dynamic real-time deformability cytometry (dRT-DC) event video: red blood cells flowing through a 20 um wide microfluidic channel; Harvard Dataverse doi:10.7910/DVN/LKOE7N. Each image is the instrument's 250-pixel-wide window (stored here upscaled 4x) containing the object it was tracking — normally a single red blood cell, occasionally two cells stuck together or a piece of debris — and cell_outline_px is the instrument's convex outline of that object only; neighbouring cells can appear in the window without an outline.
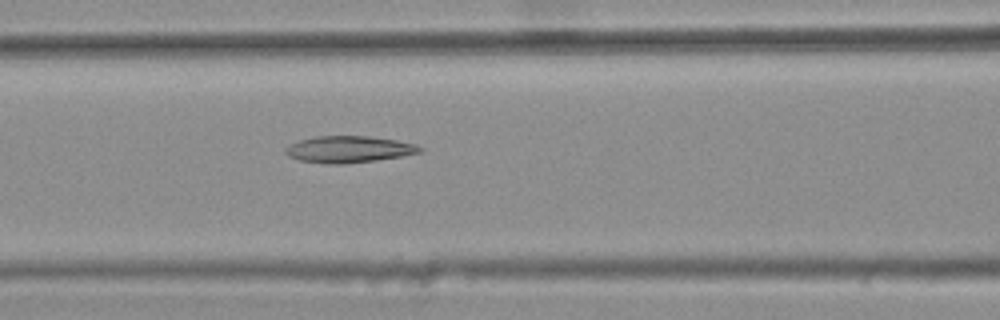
{"species": "common noctule bat (a hibernating species)", "species_latin": "Nyctalus noctula", "temperature_condition": "warm", "stored_images_in_passage": 6, "camera_frame_rate_fps": 3000, "um_per_image_px": 0.085, "animal": {"sex": "female", "body_mass_g": 25.1}, "frame": {"image": 1, "passage_image": 6, "time_ms": 1.667, "image_size_px": [1000, 320], "cell_outline_px": [[424, 148], [420, 152], [404, 156], [376, 160], [344, 164], [332, 164], [300, 160], [288, 156], [284, 152], [284, 148], [300, 140], [316, 136], [368, 136], [396, 140], [416, 144]], "centroid_in_image_um": [29.67, 12.69], "position_along_channel_um": 136.9, "area_um2": 20.81}}